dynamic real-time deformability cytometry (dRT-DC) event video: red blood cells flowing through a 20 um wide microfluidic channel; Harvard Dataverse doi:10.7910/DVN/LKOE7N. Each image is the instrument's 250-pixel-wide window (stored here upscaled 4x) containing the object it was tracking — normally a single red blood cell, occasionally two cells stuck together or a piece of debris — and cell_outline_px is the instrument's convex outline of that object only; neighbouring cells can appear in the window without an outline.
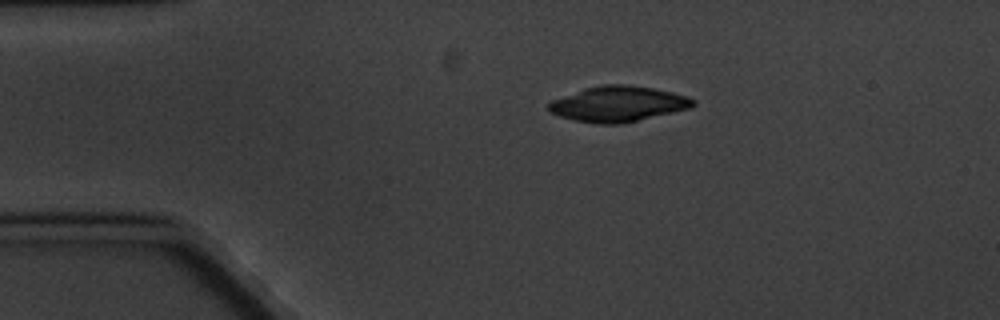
{"species": "common noctule bat (a hibernating species)", "species_latin": "Nyctalus noctula", "temperature_condition": "cold", "stored_images_in_passage": 5, "camera_frame_rate_fps": 3000, "um_per_image_px": 0.085, "animal": {"sex": "male", "body_mass_g": 20.1, "forearm_length_mm": 53.5}, "frame": {"image": 1, "passage_image": 1, "time_ms": 0.0, "image_size_px": [1000, 320], "cell_outline_px": [[696, 104], [692, 108], [620, 124], [596, 124], [572, 120], [560, 116], [552, 112], [548, 108], [548, 104], [552, 100], [584, 88], [604, 84], [624, 84], [652, 88], [672, 92], [688, 96], [696, 100]], "centroid_in_image_um": [52.57, 8.84], "position_along_channel_um": 32.4, "area_um2": 29.88}}